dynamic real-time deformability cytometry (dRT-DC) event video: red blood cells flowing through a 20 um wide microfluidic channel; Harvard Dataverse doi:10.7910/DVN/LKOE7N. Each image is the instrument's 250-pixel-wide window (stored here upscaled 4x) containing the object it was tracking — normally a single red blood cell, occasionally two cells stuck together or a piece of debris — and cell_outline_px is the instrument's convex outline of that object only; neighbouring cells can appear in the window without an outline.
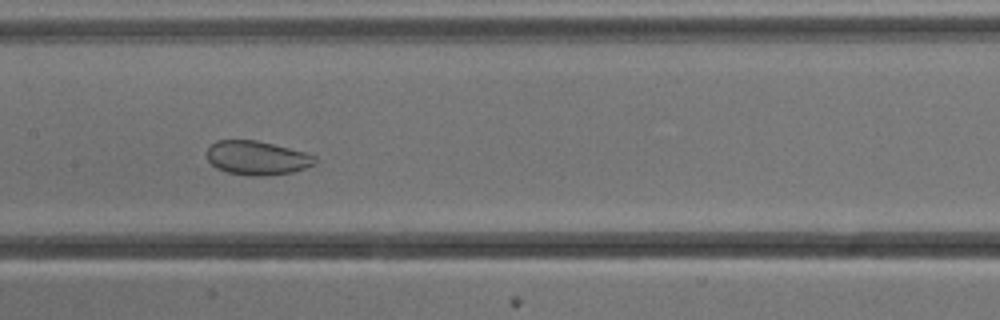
{"species": "common noctule bat (a hibernating species)", "species_latin": "Nyctalus noctula", "temperature_condition": "cold", "stored_images_in_passage": 39, "camera_frame_rate_fps": 3000, "um_per_image_px": 0.085, "animal": {"sex": "male", "body_mass_g": 13.3}, "frame": {"image": 1, "passage_image": 12, "time_ms": 3.667, "image_size_px": [1000, 320], "cell_outline_px": [[316, 164], [292, 172], [260, 176], [248, 176], [228, 172], [216, 168], [208, 160], [208, 148], [216, 140], [256, 140], [308, 152], [316, 156]], "centroid_in_image_um": [21.88, 13.42], "position_along_channel_um": 185.5, "area_um2": 21.44}}
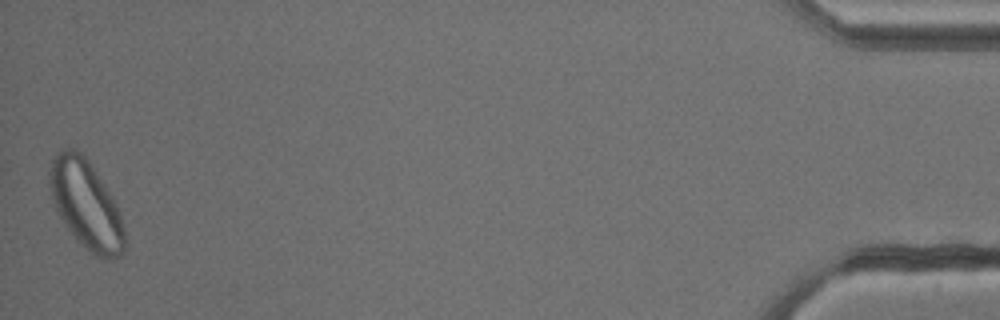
{"frame": {"image": 2, "passage_image": 39, "time_ms": 12.667, "image_size_px": [1000, 320], "cell_outline_px": [[124, 252], [120, 256], [108, 260], [104, 260], [96, 256], [68, 228], [60, 216], [56, 208], [48, 184], [48, 172], [52, 160], [56, 152], [64, 148], [76, 148], [88, 160], [96, 172], [108, 192], [120, 216], [124, 228]], "centroid_in_image_um": [7.29, 17.35], "position_along_channel_um": 427.9, "area_um2": 37.74}, "authors_computed_cell_mechanics": {"area_um2": 27.2238, "velocity_mm_per_s": 3.7824, "shape_relaxation_time_tau1_ms": null, "shape_relaxation_time_tau2_ms": 0.8852, "deformation_change_tau1": null, "deformation_change_tau2": 0.0584}}